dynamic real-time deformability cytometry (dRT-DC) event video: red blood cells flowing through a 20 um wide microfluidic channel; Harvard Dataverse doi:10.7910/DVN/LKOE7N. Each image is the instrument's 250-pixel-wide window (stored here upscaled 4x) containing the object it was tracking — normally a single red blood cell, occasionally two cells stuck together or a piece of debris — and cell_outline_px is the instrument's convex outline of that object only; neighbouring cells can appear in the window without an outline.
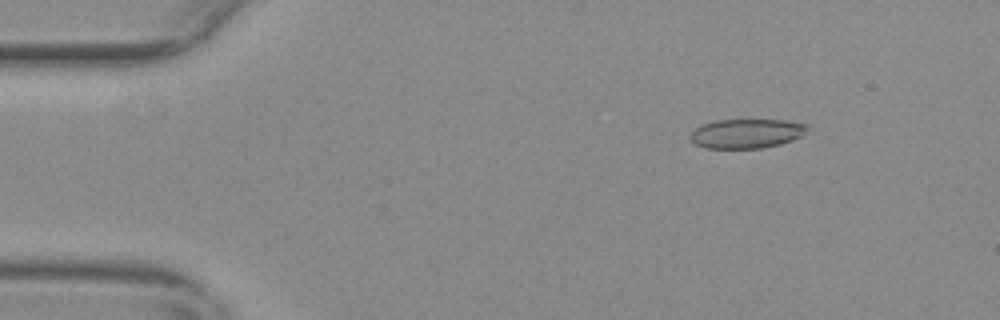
{"species": "common noctule bat (a hibernating species)", "species_latin": "Nyctalus noctula", "temperature_condition": "warm", "stored_images_in_passage": 57, "camera_frame_rate_fps": 3000, "um_per_image_px": 0.085, "animal": {"sex": "female", "body_mass_g": 29.2, "forearm_length_mm": 56.3}, "frame": {"image": 1, "passage_image": 8, "time_ms": 2.333, "image_size_px": [1000, 320], "cell_outline_px": [[808, 128], [800, 136], [792, 140], [780, 144], [760, 148], [708, 148], [696, 144], [688, 136], [700, 124], [716, 120], [784, 120], [808, 124]], "centroid_in_image_um": [63.44, 11.34], "position_along_channel_um": 21.6, "area_um2": 19.88}}
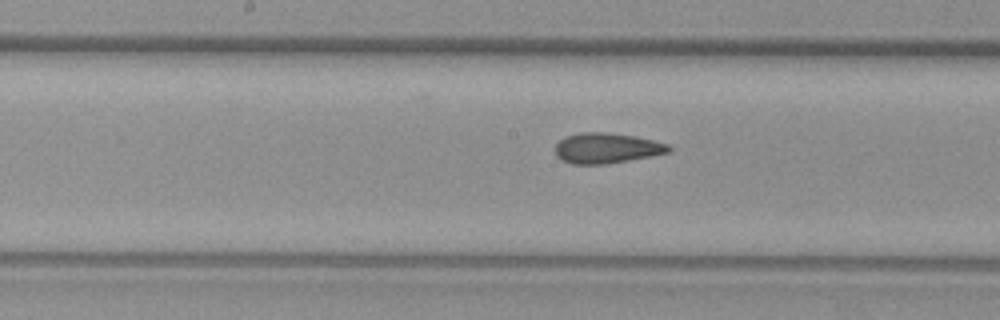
{"frame": {"image": 2, "passage_image": 29, "time_ms": 9.333, "image_size_px": [1000, 320], "cell_outline_px": [[672, 148], [668, 152], [608, 164], [572, 164], [560, 160], [556, 156], [556, 144], [564, 136], [580, 132], [604, 132], [636, 136], [668, 144]], "centroid_in_image_um": [51.51, 12.58], "position_along_channel_um": 196.7, "area_um2": 20.06}}
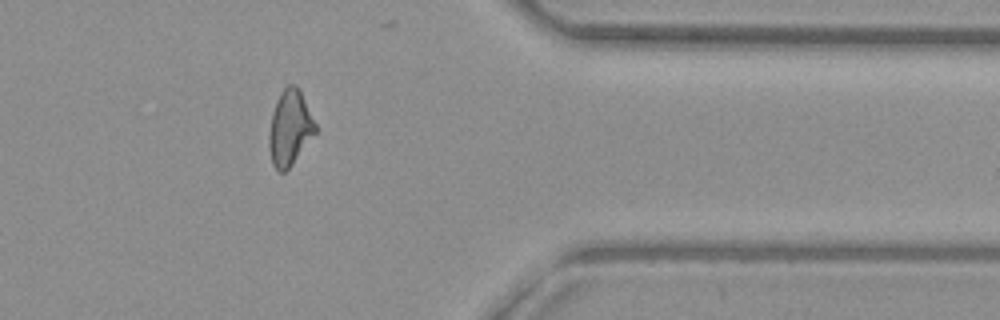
{"frame": {"image": 3, "passage_image": 46, "time_ms": 15.0, "image_size_px": [1000, 320], "cell_outline_px": [[316, 132], [292, 164], [284, 172], [280, 172], [272, 164], [268, 148], [268, 136], [272, 112], [276, 100], [280, 92], [288, 84], [296, 84], [300, 88], [316, 124]], "centroid_in_image_um": [24.62, 10.84], "position_along_channel_um": 386.8, "area_um2": 20.46}, "authors_computed_cell_mechanics": {"area_um2": 20.808, "velocity_mm_per_s": 3.6822, "shape_relaxation_time_tau1_ms": null, "shape_relaxation_time_tau2_ms": 1.996, "deformation_change_tau1": null, "deformation_change_tau2": 0.0961}}